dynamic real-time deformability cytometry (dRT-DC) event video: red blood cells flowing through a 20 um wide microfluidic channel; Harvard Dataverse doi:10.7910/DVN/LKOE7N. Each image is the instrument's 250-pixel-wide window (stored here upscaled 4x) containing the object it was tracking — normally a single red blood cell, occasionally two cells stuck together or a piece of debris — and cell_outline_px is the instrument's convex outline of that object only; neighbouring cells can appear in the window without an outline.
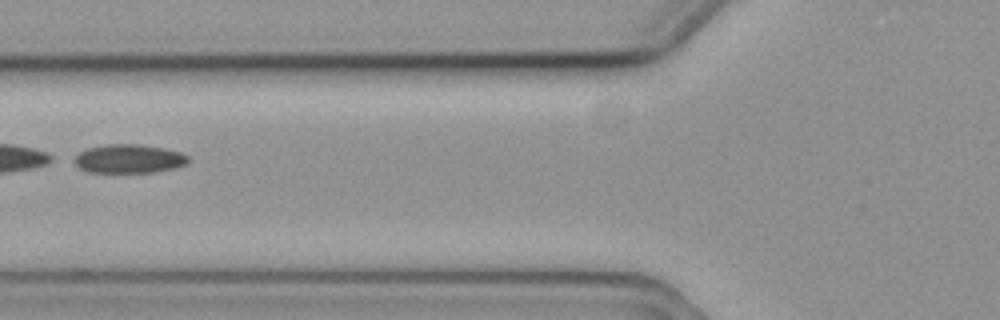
{"species": "common noctule bat (a hibernating species)", "species_latin": "Nyctalus noctula", "temperature_condition": "cold", "stored_images_in_passage": 5, "camera_frame_rate_fps": 3000, "um_per_image_px": 0.085, "animal": {"sex": "female", "body_mass_g": 19.3, "forearm_length_mm": 54.1}, "frame": {"image": 1, "passage_image": 2, "time_ms": 0.333, "image_size_px": [1000, 320], "cell_outline_px": [[188, 164], [176, 168], [156, 172], [88, 172], [80, 168], [68, 160], [80, 152], [88, 148], [104, 144], [140, 144], [164, 148], [180, 152], [188, 156]], "centroid_in_image_um": [10.92, 13.49], "position_along_channel_um": 114.9, "area_um2": 19.42}}
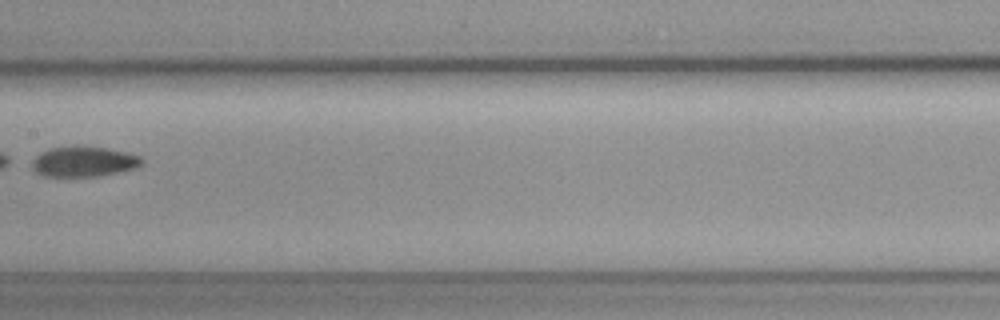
{"frame": {"image": 2, "passage_image": 4, "time_ms": 1.0, "image_size_px": [1000, 320], "cell_outline_px": [[144, 160], [136, 168], [100, 176], [44, 176], [36, 172], [32, 168], [32, 160], [40, 152], [52, 148], [108, 148], [140, 156]], "centroid_in_image_um": [7.12, 13.77], "position_along_channel_um": 200.3, "area_um2": 18.79}}